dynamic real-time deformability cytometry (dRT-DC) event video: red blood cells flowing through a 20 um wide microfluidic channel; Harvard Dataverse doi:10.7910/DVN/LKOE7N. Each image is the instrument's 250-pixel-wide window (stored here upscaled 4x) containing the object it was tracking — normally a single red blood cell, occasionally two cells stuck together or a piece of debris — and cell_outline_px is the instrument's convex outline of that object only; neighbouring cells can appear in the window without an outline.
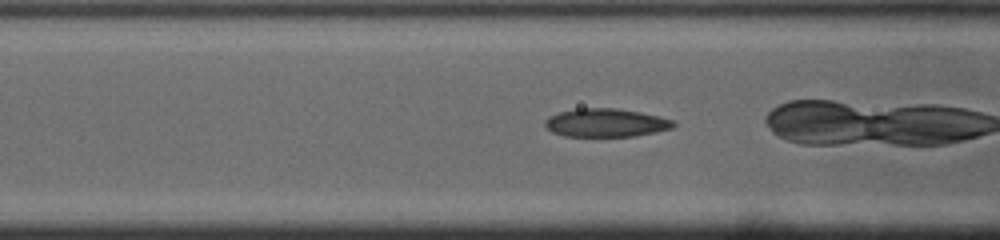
{"species": "common noctule bat (a hibernating species)", "species_latin": "Nyctalus noctula", "temperature_condition": "cold", "stored_images_in_passage": 34, "camera_frame_rate_fps": 3000, "um_per_image_px": 0.085, "animal": {"sex": "male", "body_mass_g": 19.0, "forearm_length_mm": 50.8}, "frame": {"image": 1, "passage_image": 15, "time_ms": 4.667, "image_size_px": [1000, 240], "cell_outline_px": [[676, 124], [672, 128], [656, 132], [632, 136], [564, 136], [552, 132], [544, 124], [544, 120], [548, 116], [560, 112], [576, 108], [616, 108], [640, 112], [676, 120]], "centroid_in_image_um": [51.5, 10.43], "position_along_channel_um": 115.1, "area_um2": 21.27}}